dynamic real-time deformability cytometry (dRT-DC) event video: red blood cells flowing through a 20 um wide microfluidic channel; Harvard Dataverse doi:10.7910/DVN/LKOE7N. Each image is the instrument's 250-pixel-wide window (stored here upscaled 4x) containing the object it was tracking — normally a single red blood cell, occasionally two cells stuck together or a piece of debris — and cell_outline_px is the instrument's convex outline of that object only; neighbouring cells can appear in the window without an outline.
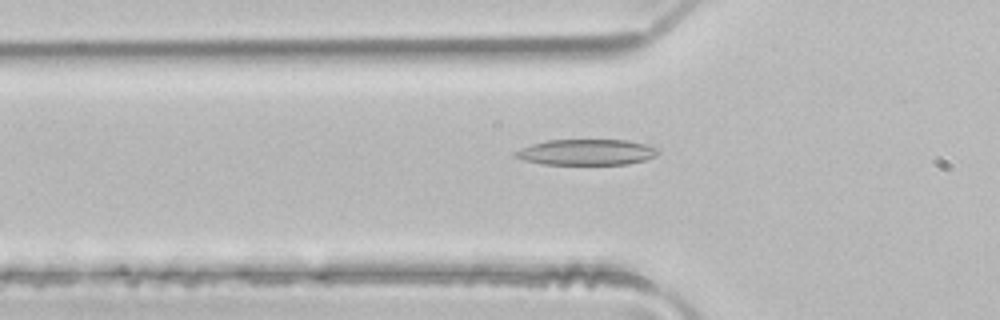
{"species": "common noctule bat (a hibernating species)", "species_latin": "Nyctalus noctula", "temperature_condition": "room temperature", "stored_images_in_passage": 25, "camera_frame_rate_fps": 3000, "um_per_image_px": 0.085, "animal": {"sex": "male", "body_mass_g": 21.5, "forearm_length_mm": 52.0}, "frame": {"image": 1, "passage_image": 2, "time_ms": 0.333, "image_size_px": [1000, 320], "cell_outline_px": [[656, 156], [644, 160], [628, 164], [544, 164], [524, 160], [516, 156], [516, 152], [520, 148], [532, 144], [548, 140], [628, 140], [648, 144], [656, 148]], "centroid_in_image_um": [49.88, 12.93], "position_along_channel_um": 75.9, "area_um2": 21.21}}
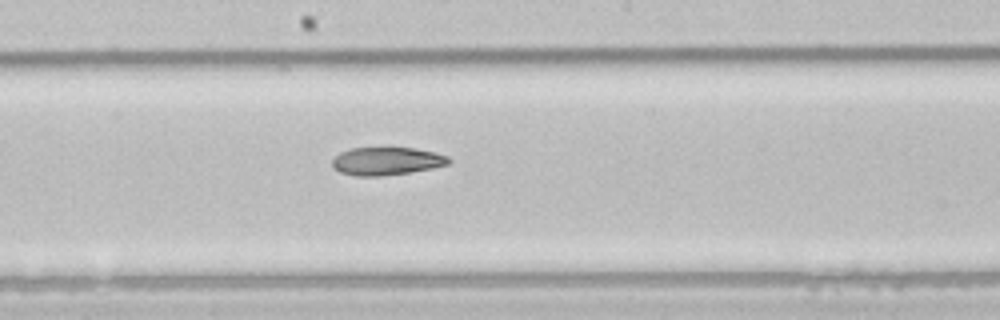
{"frame": {"image": 2, "passage_image": 12, "time_ms": 3.667, "image_size_px": [1000, 320], "cell_outline_px": [[452, 160], [448, 164], [432, 168], [408, 172], [380, 176], [356, 176], [340, 172], [332, 168], [332, 160], [340, 152], [352, 148], [384, 144], [416, 148], [436, 152], [448, 156]], "centroid_in_image_um": [32.85, 13.63], "position_along_channel_um": 215.3, "area_um2": 19.88}}
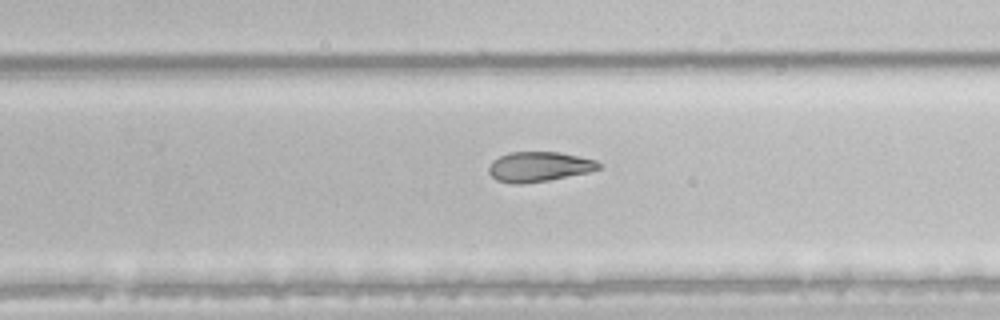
{"frame": {"image": 3, "passage_image": 17, "time_ms": 5.333, "image_size_px": [1000, 320], "cell_outline_px": [[600, 168], [588, 172], [548, 180], [520, 184], [512, 184], [496, 180], [488, 172], [488, 168], [492, 160], [508, 152], [560, 152], [596, 160], [600, 164]], "centroid_in_image_um": [45.77, 14.16], "position_along_channel_um": 284.0, "area_um2": 19.13}, "authors_computed_cell_mechanics": {"area_um2": 19.8254, "velocity_mm_per_s": 4.1497, "shape_relaxation_time_tau1_ms": 10.2845, "shape_relaxation_time_tau2_ms": 11.0087, "deformation_change_tau1": 0.2572, "deformation_change_tau2": 0.2315}}